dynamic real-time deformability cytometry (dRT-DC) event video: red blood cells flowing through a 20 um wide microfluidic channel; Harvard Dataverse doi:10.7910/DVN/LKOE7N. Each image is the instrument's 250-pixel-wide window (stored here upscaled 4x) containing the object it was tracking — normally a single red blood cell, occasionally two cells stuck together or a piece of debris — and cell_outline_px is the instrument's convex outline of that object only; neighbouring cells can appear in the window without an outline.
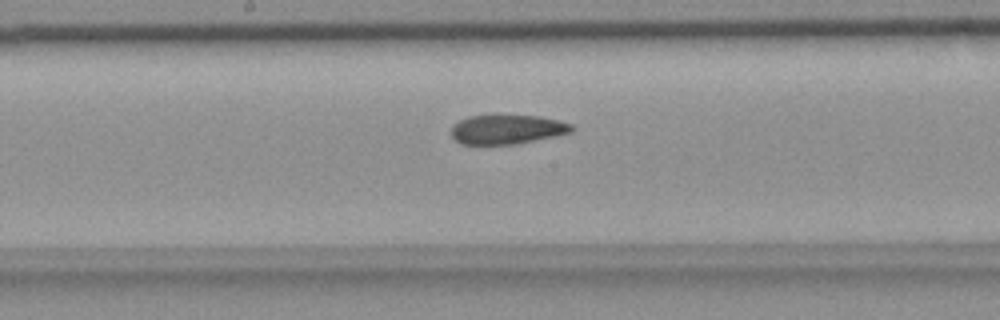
{"species": "common noctule bat (a hibernating species)", "species_latin": "Nyctalus noctula", "temperature_condition": "room temperature", "stored_images_in_passage": 38, "camera_frame_rate_fps": 3000, "um_per_image_px": 0.085, "animal": {"sex": "female", "body_mass_g": 18.4}, "frame": {"image": 1, "passage_image": 17, "time_ms": 5.333, "image_size_px": [1000, 320], "cell_outline_px": [[572, 132], [556, 136], [516, 144], [460, 144], [452, 136], [452, 128], [460, 120], [468, 116], [492, 112], [540, 116], [572, 124]], "centroid_in_image_um": [43.08, 10.95], "position_along_channel_um": 205.1, "area_um2": 21.27}}
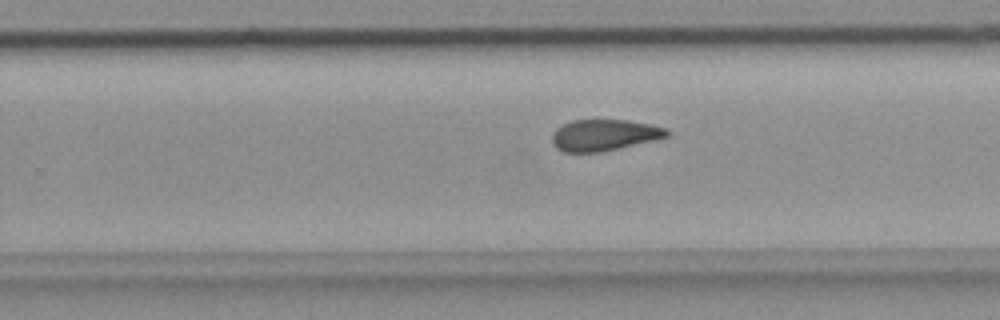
{"frame": {"image": 2, "passage_image": 23, "time_ms": 7.333, "image_size_px": [1000, 320], "cell_outline_px": [[668, 136], [656, 140], [620, 148], [600, 152], [564, 152], [556, 148], [552, 144], [552, 132], [556, 128], [572, 120], [628, 120], [668, 128]], "centroid_in_image_um": [51.34, 11.48], "position_along_channel_um": 278.5, "area_um2": 21.04}}
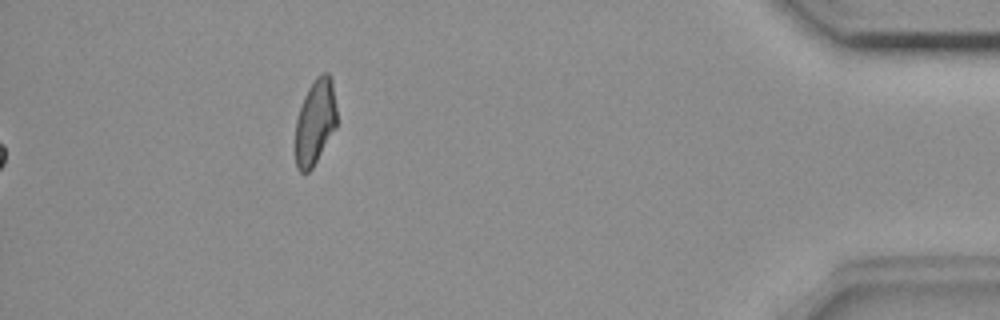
{"frame": {"image": 3, "passage_image": 38, "time_ms": 12.333, "image_size_px": [1000, 320], "cell_outline_px": [[336, 128], [312, 168], [308, 172], [300, 172], [296, 168], [296, 120], [304, 96], [308, 88], [316, 76], [324, 72], [328, 72], [332, 80], [336, 108]], "centroid_in_image_um": [26.79, 10.36], "position_along_channel_um": 408.4, "area_um2": 20.52}, "authors_computed_cell_mechanics": {"area_um2": 21.7906, "velocity_mm_per_s": 3.6799, "shape_relaxation_time_tau1_ms": 8.0811, "shape_relaxation_time_tau2_ms": 3.3658, "deformation_change_tau1": 0.1571, "deformation_change_tau2": 0.0895}}